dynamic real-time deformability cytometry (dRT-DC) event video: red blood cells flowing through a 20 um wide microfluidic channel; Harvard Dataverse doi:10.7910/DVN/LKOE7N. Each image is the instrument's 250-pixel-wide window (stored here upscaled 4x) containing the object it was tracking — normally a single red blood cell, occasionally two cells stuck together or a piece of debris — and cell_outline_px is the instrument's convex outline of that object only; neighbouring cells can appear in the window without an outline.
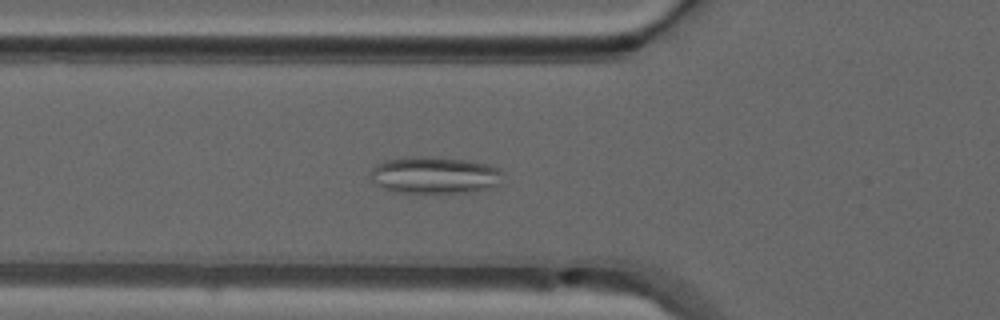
{"species": "common noctule bat (a hibernating species)", "species_latin": "Nyctalus noctula", "temperature_condition": "warm", "stored_images_in_passage": 50, "camera_frame_rate_fps": 3000, "um_per_image_px": 0.085, "animal": {"sex": "male", "forearm_length_mm": 52.5}, "frame": {"image": 1, "passage_image": 17, "time_ms": 5.333, "image_size_px": [1000, 320], "cell_outline_px": [[500, 172], [496, 184], [488, 188], [476, 192], [392, 192], [376, 184], [368, 176], [372, 168], [376, 164], [384, 160], [416, 156], [440, 156], [468, 160], [488, 164], [496, 168]], "centroid_in_image_um": [36.85, 14.87], "position_along_channel_um": 88.9, "area_um2": 28.44}}
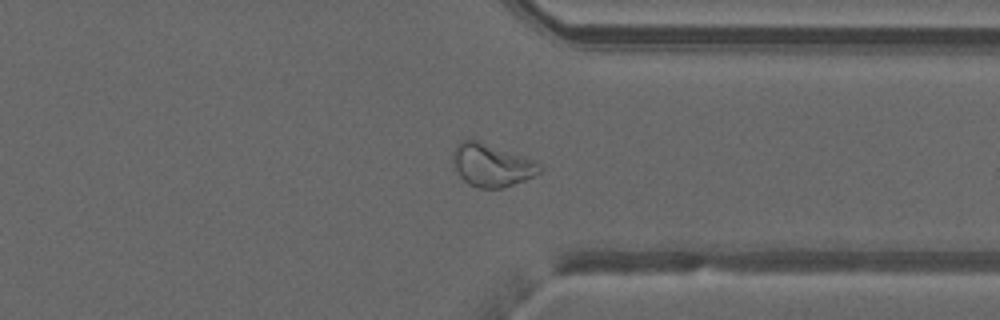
{"frame": {"image": 2, "passage_image": 38, "time_ms": 12.333, "image_size_px": [1000, 320], "cell_outline_px": [[540, 172], [524, 180], [500, 188], [480, 188], [468, 184], [460, 176], [452, 164], [452, 156], [456, 144], [460, 140], [480, 140], [536, 160], [540, 164]], "centroid_in_image_um": [41.76, 14.01], "position_along_channel_um": 369.6, "area_um2": 21.73}}
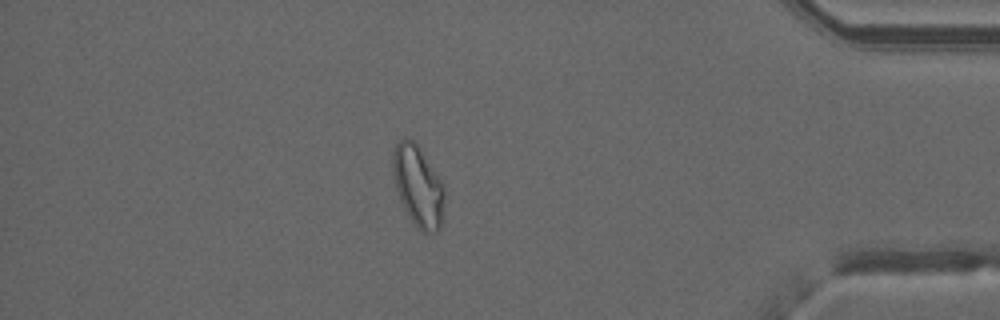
{"frame": {"image": 3, "passage_image": 43, "time_ms": 14.0, "image_size_px": [1000, 320], "cell_outline_px": [[444, 196], [440, 224], [436, 232], [424, 232], [416, 228], [404, 208], [400, 200], [396, 188], [392, 172], [392, 156], [396, 144], [404, 136], [412, 140], [420, 148], [444, 184]], "centroid_in_image_um": [35.51, 15.79], "position_along_channel_um": 399.7, "area_um2": 24.16}, "authors_computed_cell_mechanics": {"area_um2": 24.6228, "velocity_mm_per_s": 4.032, "shape_relaxation_time_tau1_ms": null, "shape_relaxation_time_tau2_ms": 2.338, "deformation_change_tau1": null, "deformation_change_tau2": 0.0989}}